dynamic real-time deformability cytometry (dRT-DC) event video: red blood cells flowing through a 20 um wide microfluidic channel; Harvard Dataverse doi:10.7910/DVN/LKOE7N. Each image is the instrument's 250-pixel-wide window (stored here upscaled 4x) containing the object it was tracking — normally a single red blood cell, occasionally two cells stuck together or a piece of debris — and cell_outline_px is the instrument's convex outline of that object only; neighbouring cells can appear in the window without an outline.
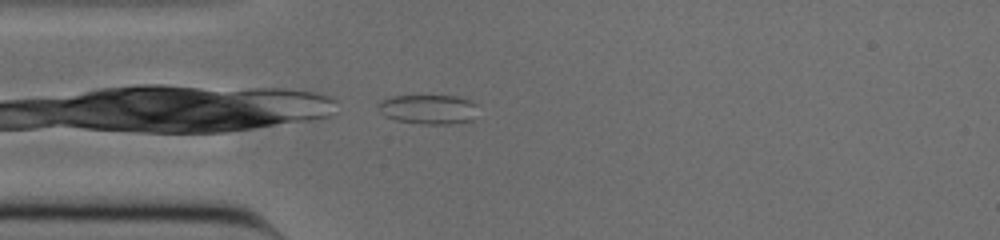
{"species": "common noctule bat (a hibernating species)", "species_latin": "Nyctalus noctula", "temperature_condition": "cold", "stored_images_in_passage": 30, "camera_frame_rate_fps": 3000, "um_per_image_px": 0.085, "animal": {"sex": "male", "body_mass_g": 20.0, "forearm_length_mm": 53.3}, "frame": {"image": 1, "passage_image": 1, "time_ms": 0.0, "image_size_px": [1000, 240], "cell_outline_px": [[476, 104], [472, 120], [448, 124], [420, 124], [396, 120], [384, 116], [376, 108], [376, 104], [380, 100], [392, 96], [452, 96], [468, 100]], "centroid_in_image_um": [36.31, 9.29], "position_along_channel_um": 48.7, "area_um2": 17.05}}
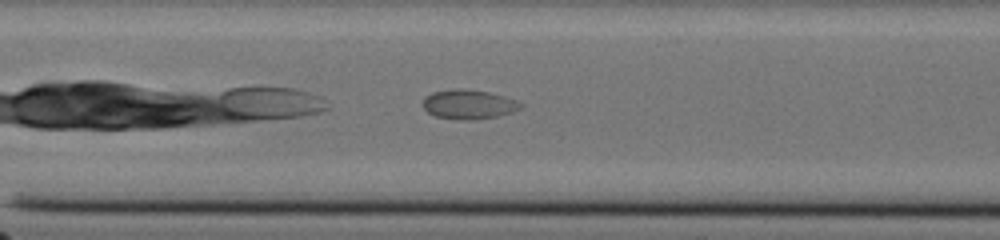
{"frame": {"image": 2, "passage_image": 11, "time_ms": 3.333, "image_size_px": [1000, 240], "cell_outline_px": [[524, 108], [512, 112], [496, 116], [476, 120], [456, 120], [436, 116], [428, 112], [424, 108], [424, 96], [432, 92], [452, 88], [464, 88], [488, 92], [504, 96], [516, 100], [524, 104]], "centroid_in_image_um": [39.85, 8.86], "position_along_channel_um": 167.5, "area_um2": 16.99}}
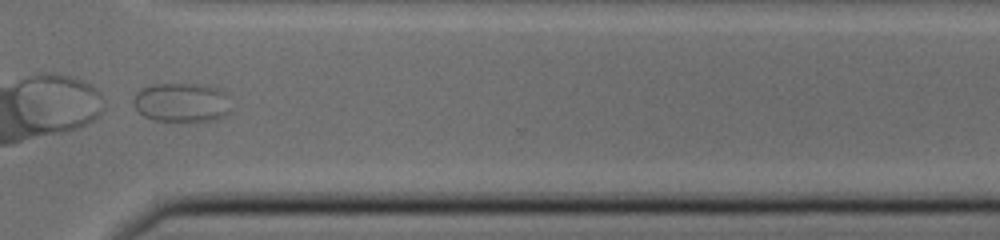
{"frame": {"image": 3, "passage_image": 26, "time_ms": 8.333, "image_size_px": [1000, 240], "cell_outline_px": [[228, 112], [224, 116], [216, 120], [196, 124], [184, 124], [152, 120], [144, 116], [136, 108], [132, 100], [136, 92], [140, 88], [152, 84], [196, 84], [216, 88], [228, 96]], "centroid_in_image_um": [15.41, 8.77], "position_along_channel_um": 355.2, "area_um2": 23.06}}